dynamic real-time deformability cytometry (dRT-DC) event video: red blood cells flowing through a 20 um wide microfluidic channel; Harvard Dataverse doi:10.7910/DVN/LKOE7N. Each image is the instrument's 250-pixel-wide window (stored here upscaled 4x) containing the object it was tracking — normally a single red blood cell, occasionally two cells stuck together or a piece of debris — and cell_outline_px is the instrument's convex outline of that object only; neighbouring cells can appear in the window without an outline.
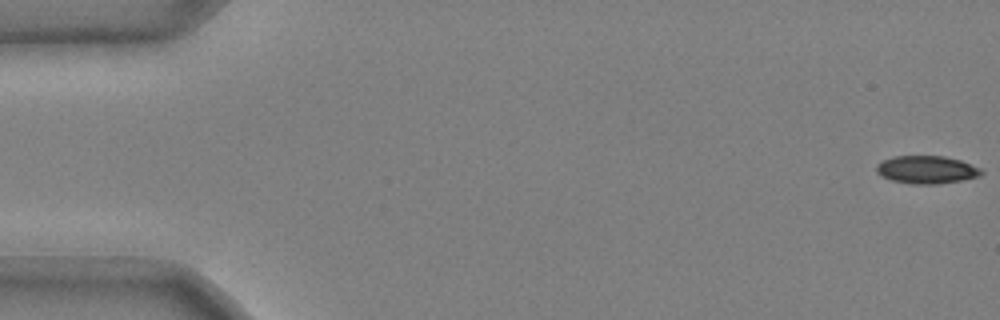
{"species": "common noctule bat (a hibernating species)", "species_latin": "Nyctalus noctula", "temperature_condition": "cold", "stored_images_in_passage": 49, "camera_frame_rate_fps": 3000, "um_per_image_px": 0.085, "animal": {"sex": "male", "body_mass_g": 20.4}, "frame": {"image": 1, "passage_image": 1, "time_ms": 0.0, "image_size_px": [1000, 320], "cell_outline_px": [[984, 172], [980, 176], [960, 180], [936, 184], [916, 184], [892, 180], [880, 176], [876, 172], [876, 164], [884, 160], [896, 156], [944, 156], [960, 160], [980, 168]], "centroid_in_image_um": [78.75, 14.42], "position_along_channel_um": 6.3, "area_um2": 16.88}}
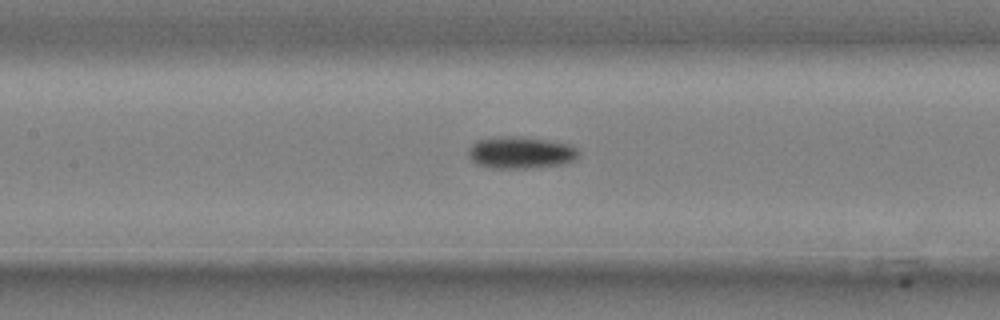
{"frame": {"image": 2, "passage_image": 25, "time_ms": 8.0, "image_size_px": [1000, 320], "cell_outline_px": [[580, 152], [576, 160], [564, 164], [528, 168], [492, 168], [476, 164], [468, 156], [468, 148], [476, 140], [500, 136], [516, 136], [548, 140], [568, 144], [576, 148]], "centroid_in_image_um": [44.25, 12.97], "position_along_channel_um": 163.2, "area_um2": 20.69}}
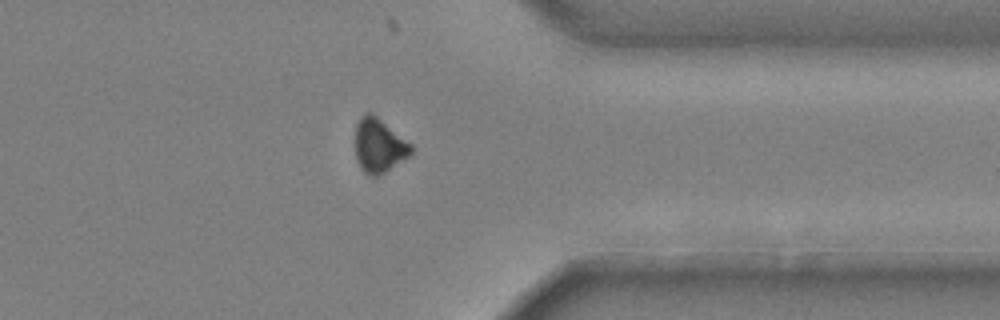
{"frame": {"image": 3, "passage_image": 43, "time_ms": 14.0, "image_size_px": [1000, 320], "cell_outline_px": [[412, 152], [408, 156], [384, 172], [376, 176], [368, 176], [360, 168], [356, 160], [356, 124], [360, 116], [364, 112], [372, 112], [412, 144]], "centroid_in_image_um": [32.19, 12.35], "position_along_channel_um": 379.2, "area_um2": 17.57}, "authors_computed_cell_mechanics": {"area_um2": 19.3052, "velocity_mm_per_s": 3.7326, "shape_relaxation_time_tau1_ms": 2.6866, "shape_relaxation_time_tau2_ms": null, "deformation_change_tau1": 0.087, "deformation_change_tau2": null}}